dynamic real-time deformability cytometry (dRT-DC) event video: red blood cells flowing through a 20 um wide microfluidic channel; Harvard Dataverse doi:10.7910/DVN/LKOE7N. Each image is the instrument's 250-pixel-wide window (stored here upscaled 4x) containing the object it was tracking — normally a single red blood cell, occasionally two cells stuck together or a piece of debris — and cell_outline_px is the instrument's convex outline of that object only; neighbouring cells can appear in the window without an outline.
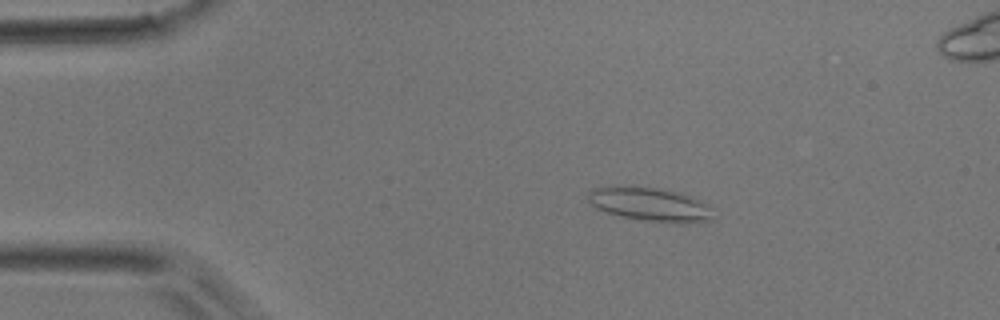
{"species": "common noctule bat (a hibernating species)", "species_latin": "Nyctalus noctula", "temperature_condition": "room temperature", "stored_images_in_passage": 26, "camera_frame_rate_fps": 3000, "um_per_image_px": 0.085, "animal": {"sex": "male", "body_mass_g": 17.9}, "frame": {"image": 1, "passage_image": 9, "time_ms": 2.667, "image_size_px": [1000, 320], "cell_outline_px": [[716, 208], [712, 220], [688, 224], [680, 224], [644, 220], [620, 216], [596, 208], [588, 200], [588, 192], [592, 188], [656, 188], [680, 192], [692, 196]], "centroid_in_image_um": [55.41, 17.42], "position_along_channel_um": 29.6, "area_um2": 24.51}}
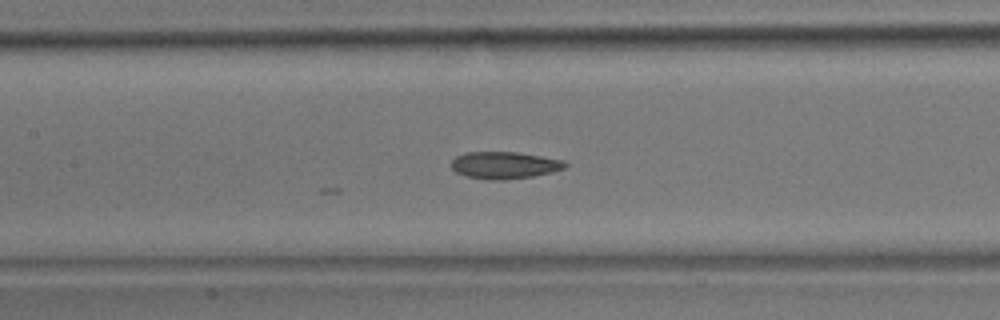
{"frame": {"image": 2, "passage_image": 23, "time_ms": 7.333, "image_size_px": [1000, 320], "cell_outline_px": [[568, 164], [564, 168], [552, 172], [532, 176], [504, 180], [492, 180], [468, 176], [456, 172], [452, 168], [452, 160], [456, 156], [468, 152], [516, 152], [564, 160]], "centroid_in_image_um": [42.89, 14.04], "position_along_channel_um": 164.5, "area_um2": 17.74}}
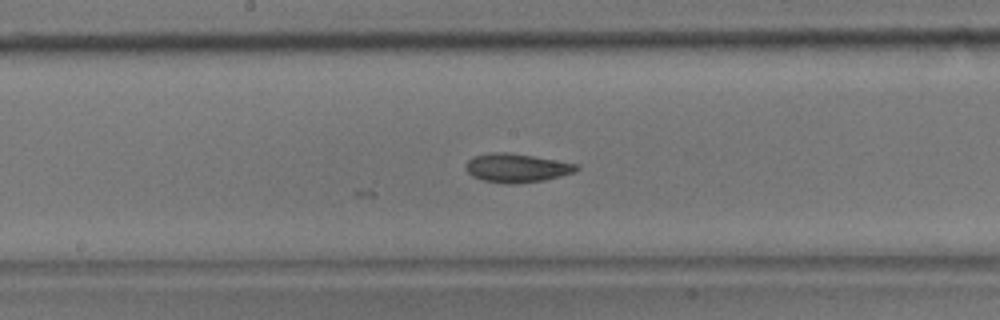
{"frame": {"image": 3, "passage_image": 26, "time_ms": 8.333, "image_size_px": [1000, 320], "cell_outline_px": [[580, 168], [576, 172], [544, 180], [508, 184], [480, 180], [472, 176], [464, 168], [464, 164], [472, 156], [488, 152], [504, 152], [532, 156], [580, 164]], "centroid_in_image_um": [43.89, 14.27], "position_along_channel_um": 204.3, "area_um2": 18.73}}